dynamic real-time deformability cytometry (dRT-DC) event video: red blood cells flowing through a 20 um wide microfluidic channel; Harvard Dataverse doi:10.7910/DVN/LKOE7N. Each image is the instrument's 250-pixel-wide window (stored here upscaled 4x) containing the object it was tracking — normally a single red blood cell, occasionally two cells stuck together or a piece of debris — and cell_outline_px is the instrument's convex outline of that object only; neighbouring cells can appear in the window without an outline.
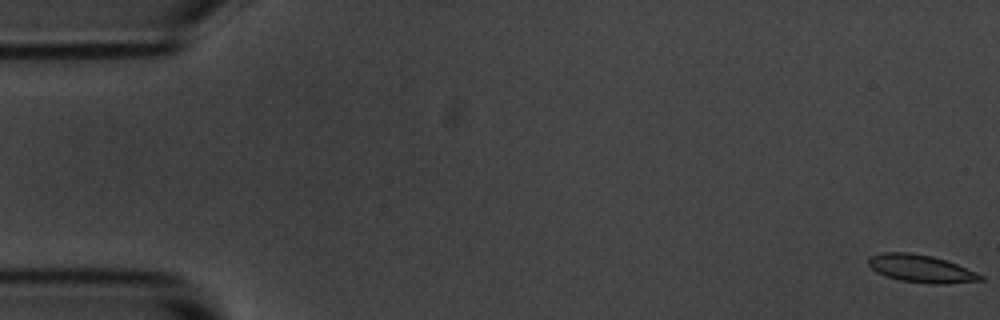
{"species": "common noctule bat (a hibernating species)", "species_latin": "Nyctalus noctula", "temperature_condition": "room temperature", "stored_images_in_passage": 6, "camera_frame_rate_fps": 3000, "um_per_image_px": 0.085, "animal": {"sex": "male", "body_mass_g": 20.1, "forearm_length_mm": 53.5}, "frame": {"image": 1, "passage_image": 1, "time_ms": 0.0, "image_size_px": [1000, 320], "cell_outline_px": [[984, 280], [944, 284], [932, 284], [900, 280], [884, 276], [876, 272], [868, 264], [868, 256], [884, 252], [908, 252], [932, 256], [956, 264], [976, 272], [984, 276]], "centroid_in_image_um": [78.26, 22.83], "position_along_channel_um": 6.7, "area_um2": 18.03}}
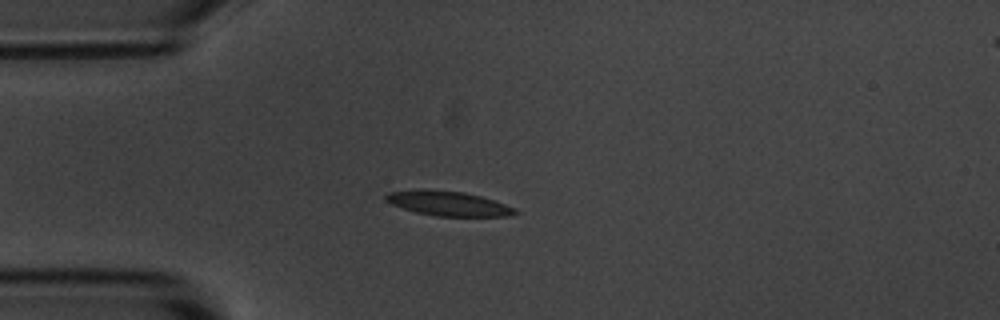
{"frame": {"image": 2, "passage_image": 5, "time_ms": 4.667, "image_size_px": [1000, 320], "cell_outline_px": [[520, 212], [508, 216], [436, 216], [416, 212], [392, 204], [384, 200], [384, 196], [388, 192], [424, 188], [464, 192], [480, 196], [516, 208]], "centroid_in_image_um": [38.08, 17.28], "position_along_channel_um": 46.9, "area_um2": 18.61}}